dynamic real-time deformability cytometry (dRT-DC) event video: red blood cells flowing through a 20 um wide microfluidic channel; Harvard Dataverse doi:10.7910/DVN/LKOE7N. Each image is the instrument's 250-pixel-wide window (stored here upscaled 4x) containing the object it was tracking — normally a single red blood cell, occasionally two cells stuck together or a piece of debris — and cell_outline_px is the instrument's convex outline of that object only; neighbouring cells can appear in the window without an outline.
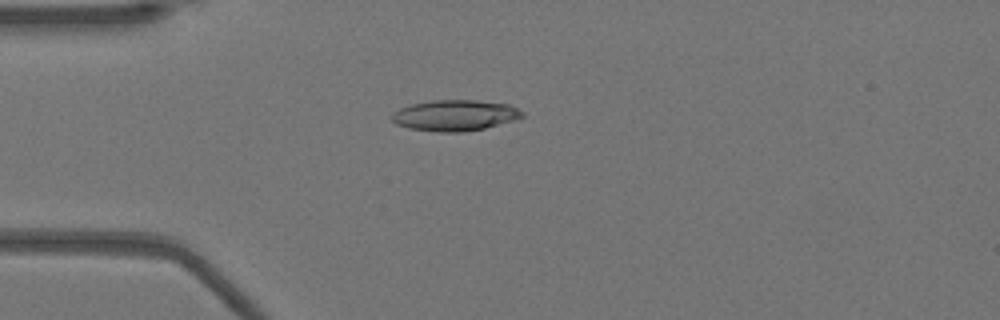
{"species": "Egyptian fruit bat (a non-hibernating species)", "species_latin": "Rousettus aegyptiacus", "temperature_condition": "warm", "stored_images_in_passage": 51, "camera_frame_rate_fps": 3000, "um_per_image_px": 0.085, "animal": {"sex": "female"}, "frame": {"image": 1, "passage_image": 14, "time_ms": 4.333, "image_size_px": [1000, 320], "cell_outline_px": [[524, 116], [516, 120], [484, 128], [460, 132], [436, 132], [408, 128], [396, 124], [392, 120], [392, 112], [400, 108], [412, 104], [432, 100], [476, 100], [508, 104], [524, 112]], "centroid_in_image_um": [38.67, 9.81], "position_along_channel_um": 46.3, "area_um2": 23.52}}
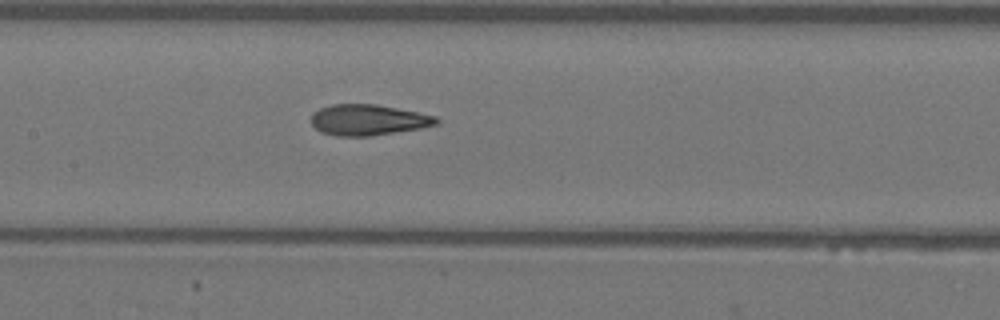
{"frame": {"image": 2, "passage_image": 25, "time_ms": 8.0, "image_size_px": [1000, 320], "cell_outline_px": [[440, 124], [420, 128], [372, 136], [336, 136], [320, 132], [312, 124], [312, 112], [320, 108], [332, 104], [376, 104], [436, 116], [440, 120]], "centroid_in_image_um": [31.29, 10.2], "position_along_channel_um": 176.1, "area_um2": 22.54}}
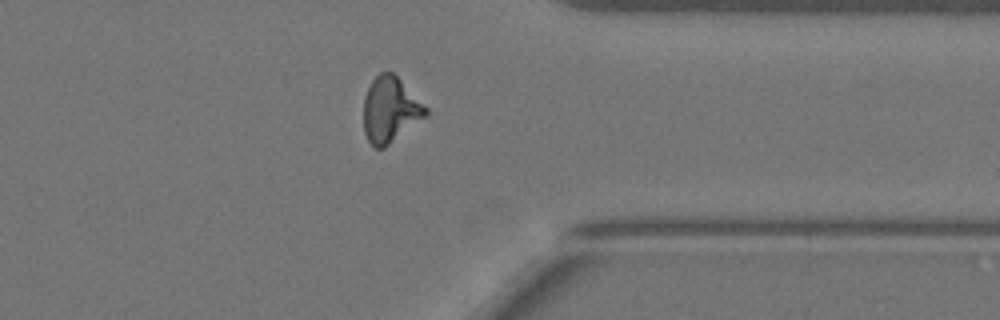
{"frame": {"image": 3, "passage_image": 41, "time_ms": 13.333, "image_size_px": [1000, 320], "cell_outline_px": [[428, 116], [384, 148], [376, 148], [368, 140], [364, 132], [364, 96], [372, 80], [380, 72], [392, 72], [428, 108]], "centroid_in_image_um": [33.18, 9.35], "position_along_channel_um": 378.2, "area_um2": 23.64}}